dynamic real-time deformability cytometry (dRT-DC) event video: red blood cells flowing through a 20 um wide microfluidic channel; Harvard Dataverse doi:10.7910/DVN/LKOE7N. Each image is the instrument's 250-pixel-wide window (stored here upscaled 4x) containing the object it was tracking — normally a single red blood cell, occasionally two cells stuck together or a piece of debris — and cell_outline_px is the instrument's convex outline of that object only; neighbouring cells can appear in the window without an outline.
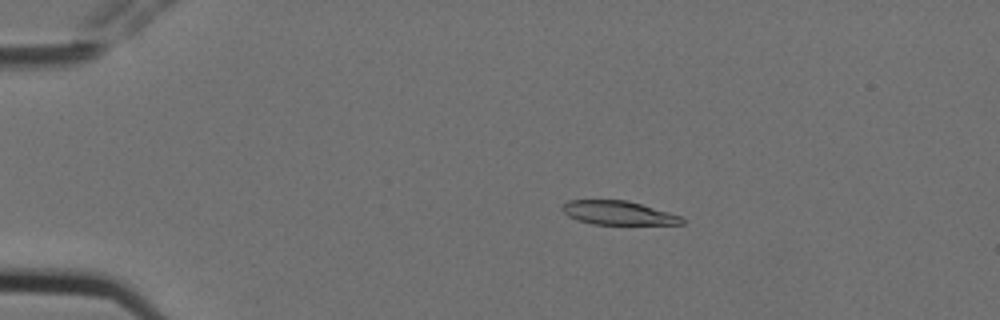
{"species": "Egyptian fruit bat (a non-hibernating species)", "species_latin": "Rousettus aegyptiacus", "temperature_condition": "cold", "stored_images_in_passage": 4, "camera_frame_rate_fps": 3000, "um_per_image_px": 0.085, "animal": {"sex": "female"}, "frame": {"image": 1, "passage_image": 3, "time_ms": 0.667, "image_size_px": [1000, 320], "cell_outline_px": [[684, 224], [592, 224], [568, 216], [560, 208], [568, 200], [628, 200], [668, 212], [680, 216], [684, 220]], "centroid_in_image_um": [52.53, 18.09], "position_along_channel_um": 32.5, "area_um2": 16.42}}